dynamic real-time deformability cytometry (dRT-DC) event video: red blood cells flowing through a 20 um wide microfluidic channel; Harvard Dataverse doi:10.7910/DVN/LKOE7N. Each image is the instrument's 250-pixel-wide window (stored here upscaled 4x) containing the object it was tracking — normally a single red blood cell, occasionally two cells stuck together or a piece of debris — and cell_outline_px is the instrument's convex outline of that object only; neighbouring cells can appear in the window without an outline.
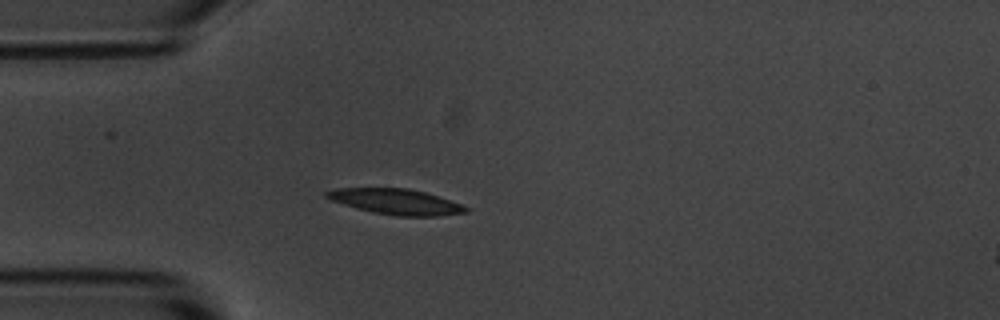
{"species": "common noctule bat (a hibernating species)", "species_latin": "Nyctalus noctula", "temperature_condition": "room temperature", "stored_images_in_passage": 3, "camera_frame_rate_fps": 3000, "um_per_image_px": 0.085, "animal": {"sex": "male", "body_mass_g": 20.1, "forearm_length_mm": 53.5}, "frame": {"image": 1, "passage_image": 3, "time_ms": 3.0, "image_size_px": [1000, 320], "cell_outline_px": [[468, 212], [440, 216], [396, 216], [372, 212], [356, 208], [332, 200], [324, 196], [324, 192], [336, 188], [408, 188], [424, 192], [460, 204], [468, 208]], "centroid_in_image_um": [33.62, 17.14], "position_along_channel_um": 51.4, "area_um2": 20.52}}